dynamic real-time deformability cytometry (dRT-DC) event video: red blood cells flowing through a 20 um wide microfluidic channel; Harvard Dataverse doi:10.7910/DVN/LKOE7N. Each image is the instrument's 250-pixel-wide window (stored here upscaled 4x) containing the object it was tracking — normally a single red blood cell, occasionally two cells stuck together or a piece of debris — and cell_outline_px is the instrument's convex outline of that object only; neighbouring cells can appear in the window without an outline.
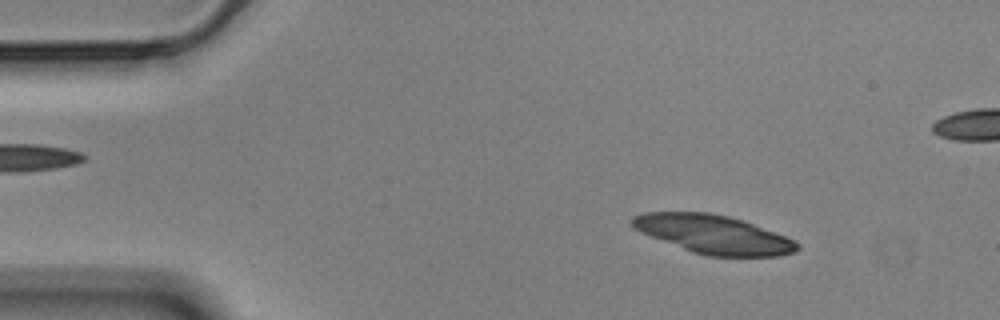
{"species": "Egyptian fruit bat (a non-hibernating species)", "species_latin": "Rousettus aegyptiacus", "temperature_condition": "cold", "stored_images_in_passage": 56, "camera_frame_rate_fps": 3000, "um_per_image_px": 0.085, "animal": {"sex": "male"}, "frame": {"image": 1, "passage_image": 7, "time_ms": 2.0, "image_size_px": [1000, 320], "cell_outline_px": [[800, 248], [796, 252], [780, 256], [708, 256], [692, 252], [640, 232], [632, 228], [628, 220], [632, 216], [644, 212], [708, 212], [728, 216], [744, 220], [796, 240], [800, 244]], "centroid_in_image_um": [60.64, 19.91], "position_along_channel_um": 24.4, "area_um2": 37.4}}
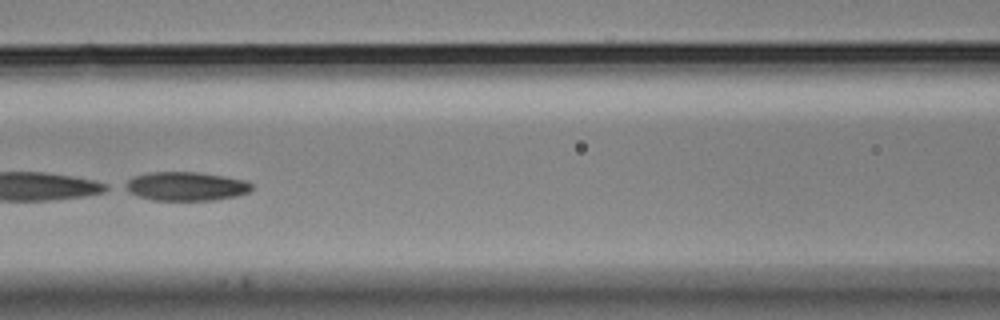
{"frame": {"image": 2, "passage_image": 24, "time_ms": 7.667, "image_size_px": [1000, 320], "cell_outline_px": [[252, 188], [248, 192], [236, 196], [212, 200], [152, 200], [128, 192], [120, 188], [120, 184], [132, 176], [148, 172], [196, 172], [224, 176], [248, 180], [252, 184]], "centroid_in_image_um": [15.72, 15.82], "position_along_channel_um": 150.9, "area_um2": 21.62}}
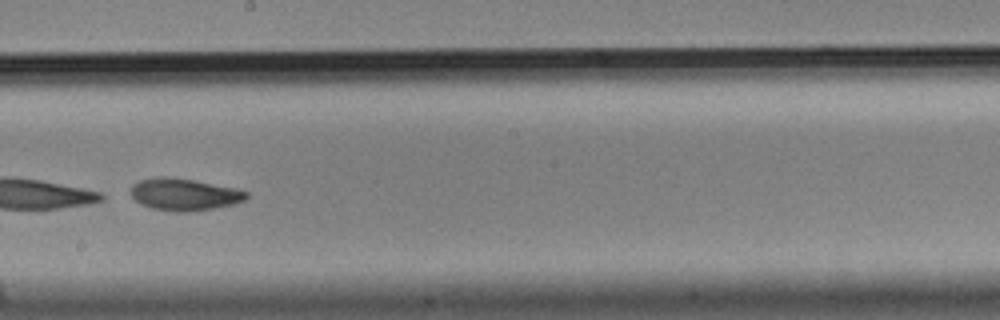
{"frame": {"image": 3, "passage_image": 31, "time_ms": 10.0, "image_size_px": [1000, 320], "cell_outline_px": [[248, 196], [244, 200], [236, 204], [216, 208], [188, 212], [176, 212], [152, 208], [140, 204], [128, 192], [128, 188], [132, 184], [140, 180], [160, 176], [168, 176], [192, 180], [236, 188], [248, 192]], "centroid_in_image_um": [15.63, 16.53], "position_along_channel_um": 232.6, "area_um2": 21.85}}